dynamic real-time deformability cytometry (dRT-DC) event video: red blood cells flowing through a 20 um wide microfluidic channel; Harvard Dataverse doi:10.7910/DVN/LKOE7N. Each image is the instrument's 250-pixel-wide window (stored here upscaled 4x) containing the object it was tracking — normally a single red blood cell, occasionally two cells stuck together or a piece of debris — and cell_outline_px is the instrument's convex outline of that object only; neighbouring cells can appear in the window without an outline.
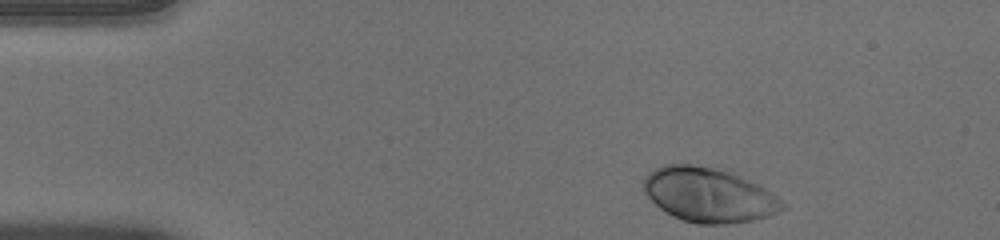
{"species": "human", "species_latin": "Homo sapiens", "temperature_condition": "warm", "stored_images_in_passage": 45, "camera_frame_rate_fps": 3000, "um_per_image_px": 0.085, "donor": {"sex": "male"}, "frame": {"image": 1, "passage_image": 1, "time_ms": 0.0, "image_size_px": [1000, 240], "cell_outline_px": [[788, 208], [768, 216], [752, 220], [728, 224], [696, 224], [672, 216], [660, 208], [644, 192], [644, 176], [648, 172], [664, 164], [696, 164], [716, 168], [728, 172], [756, 184], [764, 188], [788, 204]], "centroid_in_image_um": [60.24, 16.57], "position_along_channel_um": 24.8, "area_um2": 43.93}}
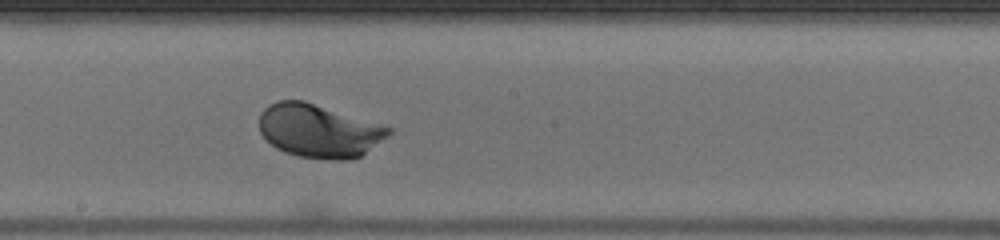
{"frame": {"image": 2, "passage_image": 22, "time_ms": 7.0, "image_size_px": [1000, 240], "cell_outline_px": [[392, 132], [388, 136], [360, 156], [352, 160], [324, 160], [300, 156], [284, 152], [276, 148], [260, 132], [260, 112], [268, 104], [276, 100], [304, 100], [392, 128]], "centroid_in_image_um": [27.09, 11.12], "position_along_channel_um": 221.1, "area_um2": 40.11}}
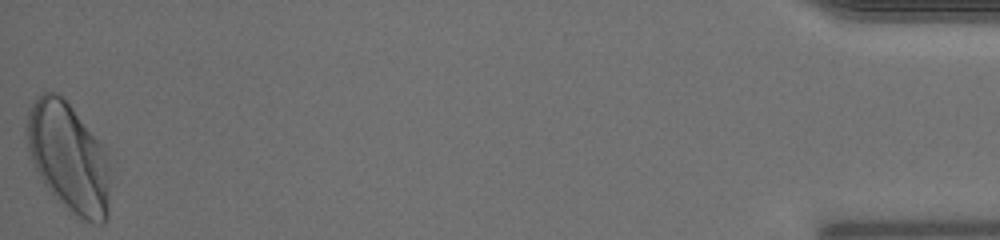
{"frame": {"image": 3, "passage_image": 45, "time_ms": 14.667, "image_size_px": [1000, 240], "cell_outline_px": [[108, 220], [104, 224], [92, 224], [84, 220], [72, 212], [52, 196], [44, 184], [28, 152], [28, 112], [36, 96], [44, 92], [56, 92], [64, 96], [104, 148], [108, 164]], "centroid_in_image_um": [5.83, 13.39], "position_along_channel_um": 429.4, "area_um2": 52.66}, "authors_computed_cell_mechanics": {"area_um2": 40.3444, "velocity_mm_per_s": 3.9408, "shape_relaxation_time_tau1_ms": 2.0678, "shape_relaxation_time_tau2_ms": null, "deformation_change_tau1": 0.1527, "deformation_change_tau2": null}}